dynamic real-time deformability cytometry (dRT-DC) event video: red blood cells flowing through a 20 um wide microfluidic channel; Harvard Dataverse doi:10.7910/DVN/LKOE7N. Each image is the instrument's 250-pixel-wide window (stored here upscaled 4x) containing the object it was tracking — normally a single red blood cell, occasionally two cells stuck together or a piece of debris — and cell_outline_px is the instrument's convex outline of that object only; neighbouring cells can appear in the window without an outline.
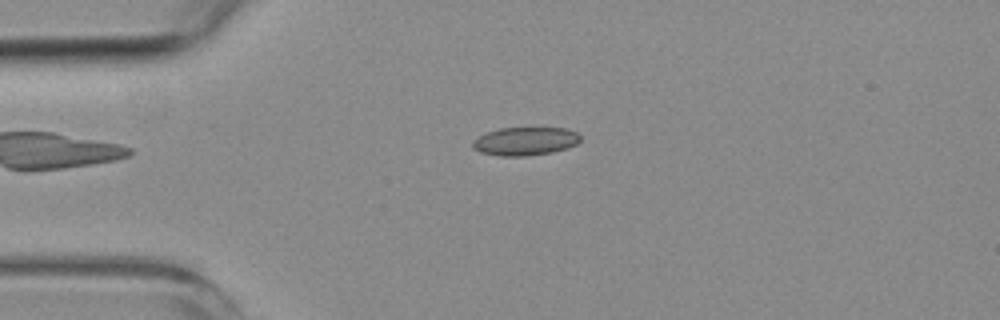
{"species": "common noctule bat (a hibernating species)", "species_latin": "Nyctalus noctula", "temperature_condition": "room temperature", "stored_images_in_passage": 4, "camera_frame_rate_fps": 3000, "um_per_image_px": 0.085, "animal": {"sex": "female", "body_mass_g": 19.3, "forearm_length_mm": 54.1}, "frame": {"image": 1, "passage_image": 3, "time_ms": 3.333, "image_size_px": [1000, 320], "cell_outline_px": [[580, 140], [576, 144], [568, 148], [552, 152], [528, 156], [500, 156], [480, 152], [472, 148], [472, 140], [488, 132], [500, 128], [568, 128], [576, 132], [580, 136]], "centroid_in_image_um": [44.64, 12.01], "position_along_channel_um": 40.4, "area_um2": 17.8}}